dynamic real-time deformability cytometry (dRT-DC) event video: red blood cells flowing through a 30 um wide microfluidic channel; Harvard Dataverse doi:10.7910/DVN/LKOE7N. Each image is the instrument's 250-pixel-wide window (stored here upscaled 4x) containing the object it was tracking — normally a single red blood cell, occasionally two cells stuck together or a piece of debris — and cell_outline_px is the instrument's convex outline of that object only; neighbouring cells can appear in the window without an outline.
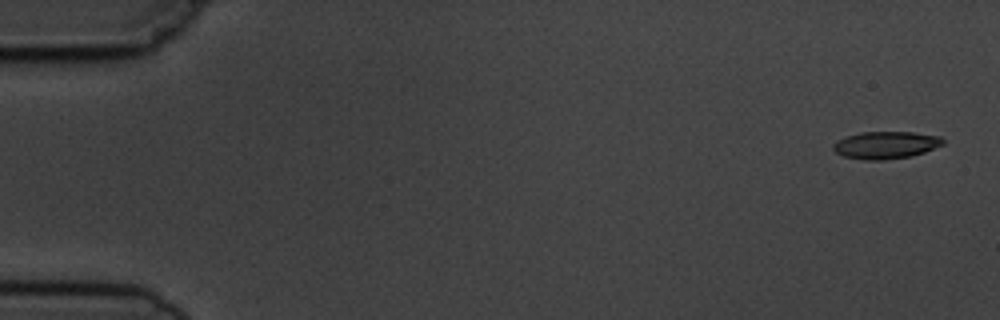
{"species": "common noctule bat (a hibernating species)", "species_latin": "Nyctalus noctula", "temperature_condition": "cold", "stored_images_in_passage": 5, "camera_frame_rate_fps": 3000, "um_per_image_px": 0.085, "animal": {"sex": "male", "body_mass_g": 19.5, "forearm_length_mm": 54.6}, "frame": {"image": 1, "passage_image": 1, "time_ms": 0.0, "image_size_px": [1000, 320], "cell_outline_px": [[944, 144], [924, 152], [912, 156], [884, 160], [864, 160], [844, 156], [836, 152], [832, 148], [832, 144], [836, 140], [844, 136], [860, 132], [912, 132], [940, 136], [944, 140]], "centroid_in_image_um": [75.26, 12.32], "position_along_channel_um": 9.7, "area_um2": 17.63}}
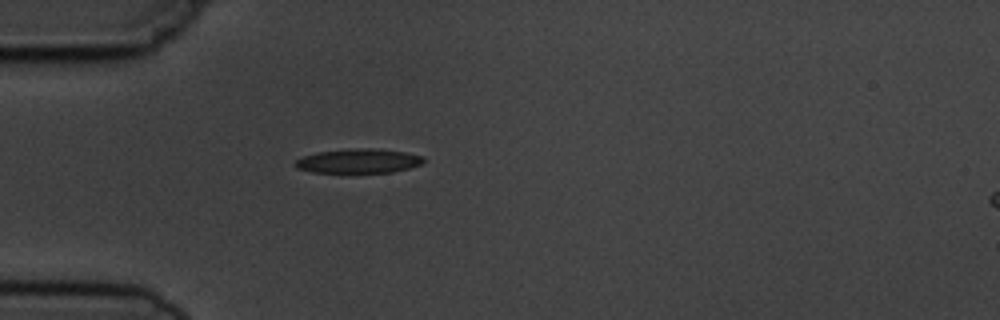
{"frame": {"image": 2, "passage_image": 5, "time_ms": 4.667, "image_size_px": [1000, 320], "cell_outline_px": [[424, 160], [420, 164], [408, 168], [392, 172], [312, 172], [296, 168], [292, 164], [296, 160], [304, 156], [316, 152], [356, 148], [376, 148], [404, 152], [424, 156]], "centroid_in_image_um": [30.44, 13.67], "position_along_channel_um": 54.6, "area_um2": 18.09}}